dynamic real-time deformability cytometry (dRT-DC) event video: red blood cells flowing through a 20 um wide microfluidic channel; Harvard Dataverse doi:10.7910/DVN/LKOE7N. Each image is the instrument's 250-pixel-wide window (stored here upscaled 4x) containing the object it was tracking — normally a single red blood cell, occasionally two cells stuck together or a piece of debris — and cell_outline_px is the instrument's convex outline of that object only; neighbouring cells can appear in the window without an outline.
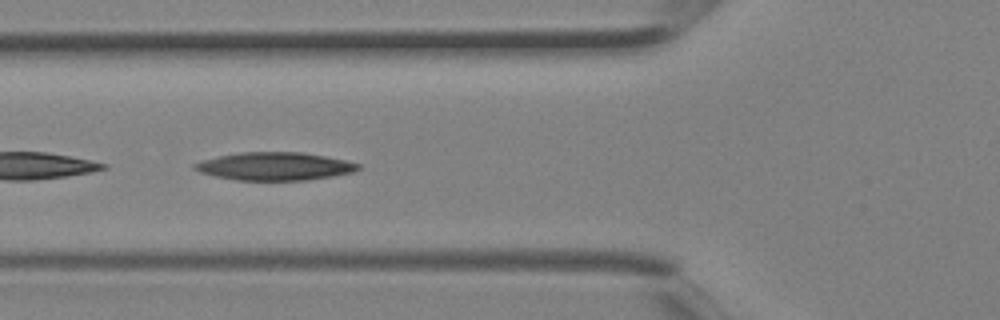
{"species": "Egyptian fruit bat (a non-hibernating species)", "species_latin": "Rousettus aegyptiacus", "temperature_condition": "room temperature", "stored_images_in_passage": 4, "camera_frame_rate_fps": 3000, "um_per_image_px": 0.085, "animal": {"sex": "female"}, "frame": {"image": 1, "passage_image": 4, "time_ms": 1.0, "image_size_px": [1000, 320], "cell_outline_px": [[360, 168], [352, 172], [332, 176], [304, 180], [236, 180], [216, 176], [200, 172], [192, 168], [192, 164], [200, 160], [240, 152], [300, 152], [324, 156], [344, 160], [360, 164]], "centroid_in_image_um": [23.3, 14.13], "position_along_channel_um": 102.5, "area_um2": 26.47}}